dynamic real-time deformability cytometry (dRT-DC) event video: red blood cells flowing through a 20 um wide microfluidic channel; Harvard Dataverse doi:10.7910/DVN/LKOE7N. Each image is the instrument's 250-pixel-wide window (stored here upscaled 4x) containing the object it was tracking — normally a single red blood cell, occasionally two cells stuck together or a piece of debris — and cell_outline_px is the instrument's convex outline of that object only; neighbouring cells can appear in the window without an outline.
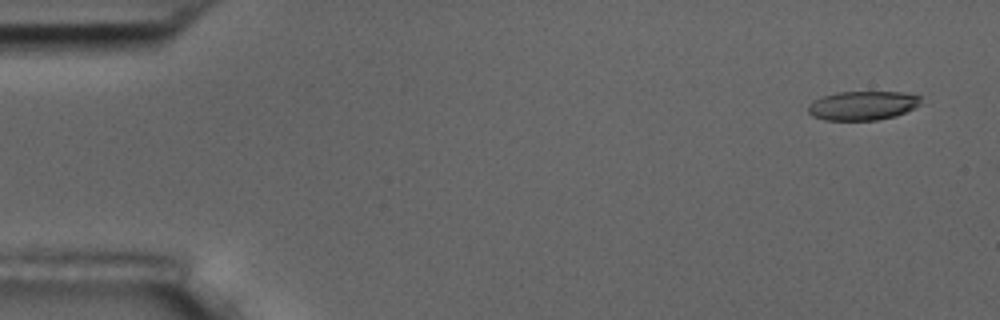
{"species": "common noctule bat (a hibernating species)", "species_latin": "Nyctalus noctula", "temperature_condition": "room temperature", "stored_images_in_passage": 6, "camera_frame_rate_fps": 3000, "um_per_image_px": 0.085, "animal": {"sex": "male", "body_mass_g": 17.5, "forearm_length_mm": 52.3}, "frame": {"image": 1, "passage_image": 1, "time_ms": 0.0, "image_size_px": [1000, 320], "cell_outline_px": [[920, 104], [896, 116], [876, 120], [824, 120], [812, 116], [808, 112], [808, 104], [812, 100], [836, 92], [904, 92], [920, 96]], "centroid_in_image_um": [73.28, 8.97], "position_along_channel_um": 11.7, "area_um2": 19.07}}